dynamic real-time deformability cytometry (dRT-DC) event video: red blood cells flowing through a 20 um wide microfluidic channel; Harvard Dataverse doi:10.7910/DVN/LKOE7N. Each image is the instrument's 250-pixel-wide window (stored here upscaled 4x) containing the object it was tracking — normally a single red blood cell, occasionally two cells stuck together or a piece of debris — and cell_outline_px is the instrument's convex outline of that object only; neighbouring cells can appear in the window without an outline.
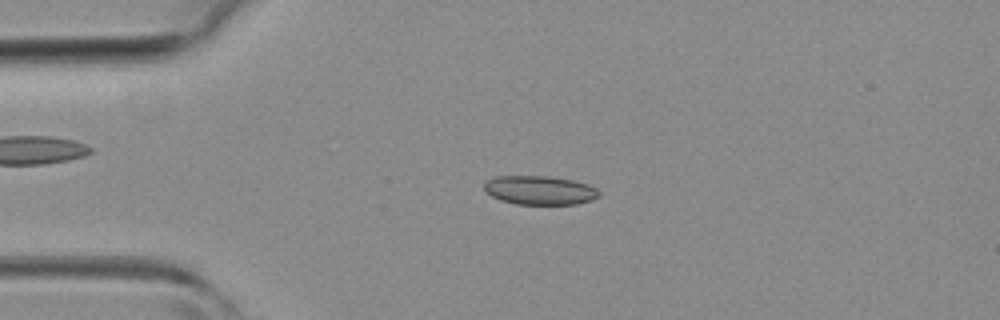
{"species": "common noctule bat (a hibernating species)", "species_latin": "Nyctalus noctula", "temperature_condition": "room temperature", "stored_images_in_passage": 43, "camera_frame_rate_fps": 3000, "um_per_image_px": 0.085, "animal": {"sex": "female", "body_mass_g": 19.3, "forearm_length_mm": 54.1}, "frame": {"image": 1, "passage_image": 9, "time_ms": 2.667, "image_size_px": [1000, 320], "cell_outline_px": [[600, 196], [592, 200], [576, 204], [516, 204], [500, 200], [492, 196], [484, 188], [484, 180], [496, 176], [548, 176], [572, 180], [588, 184], [596, 188], [600, 192]], "centroid_in_image_um": [45.88, 16.16], "position_along_channel_um": 39.1, "area_um2": 19.42}}
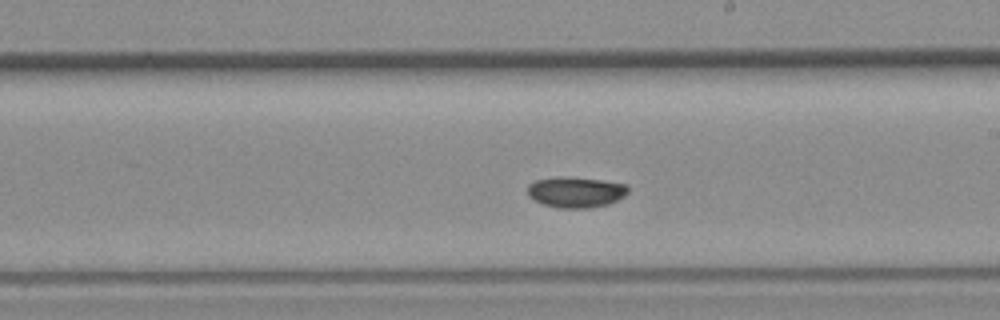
{"frame": {"image": 2, "passage_image": 24, "time_ms": 7.667, "image_size_px": [1000, 320], "cell_outline_px": [[628, 192], [624, 196], [608, 204], [588, 208], [556, 208], [544, 204], [528, 196], [528, 184], [536, 180], [556, 176], [564, 176], [600, 180], [628, 184]], "centroid_in_image_um": [48.93, 16.32], "position_along_channel_um": 240.1, "area_um2": 18.03}}
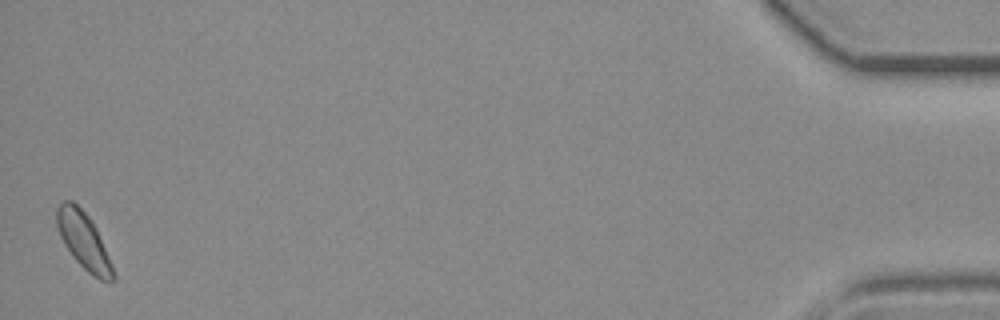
{"frame": {"image": 3, "passage_image": 43, "time_ms": 14.0, "image_size_px": [1000, 320], "cell_outline_px": [[116, 280], [100, 280], [88, 272], [72, 256], [64, 244], [60, 236], [56, 224], [56, 208], [64, 200], [72, 200], [88, 216], [96, 228], [112, 264], [116, 276]], "centroid_in_image_um": [7.1, 20.46], "position_along_channel_um": 428.1, "area_um2": 18.38}}